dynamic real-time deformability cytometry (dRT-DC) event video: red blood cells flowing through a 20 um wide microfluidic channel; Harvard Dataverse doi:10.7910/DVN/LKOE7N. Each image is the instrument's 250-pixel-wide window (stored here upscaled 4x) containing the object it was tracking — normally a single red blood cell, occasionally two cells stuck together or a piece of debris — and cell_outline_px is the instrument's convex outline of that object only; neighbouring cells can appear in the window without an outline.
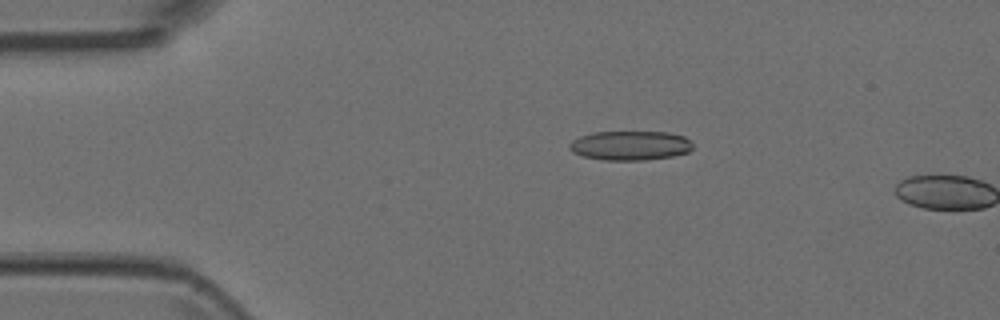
{"species": "Egyptian fruit bat (a non-hibernating species)", "species_latin": "Rousettus aegyptiacus", "temperature_condition": "room temperature", "stored_images_in_passage": 4, "camera_frame_rate_fps": 3000, "um_per_image_px": 0.085, "animal": {"sex": "female"}, "frame": {"image": 1, "passage_image": 3, "time_ms": 0.667, "image_size_px": [1000, 320], "cell_outline_px": [[692, 148], [688, 152], [672, 156], [644, 160], [604, 160], [584, 156], [572, 152], [568, 148], [568, 144], [572, 140], [580, 136], [592, 132], [668, 132], [684, 136], [692, 144]], "centroid_in_image_um": [53.53, 12.36], "position_along_channel_um": 31.5, "area_um2": 21.1}}